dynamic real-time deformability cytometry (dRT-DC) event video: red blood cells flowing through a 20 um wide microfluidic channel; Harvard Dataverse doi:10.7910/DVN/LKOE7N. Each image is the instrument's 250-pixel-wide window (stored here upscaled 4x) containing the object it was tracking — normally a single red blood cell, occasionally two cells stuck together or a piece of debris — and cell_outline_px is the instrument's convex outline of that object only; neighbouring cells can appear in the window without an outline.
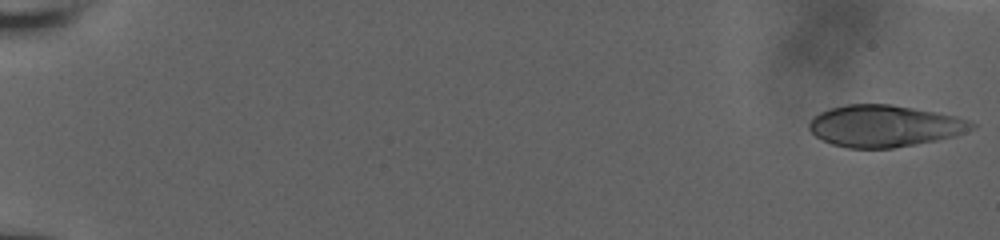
{"species": "human", "species_latin": "Homo sapiens", "temperature_condition": "room temperature", "stored_images_in_passage": 51, "camera_frame_rate_fps": 3000, "um_per_image_px": 0.085, "donor": {"sex": "male"}, "frame": {"image": 1, "passage_image": 1, "time_ms": 0.0, "image_size_px": [1000, 240], "cell_outline_px": [[976, 124], [972, 128], [956, 136], [936, 140], [892, 148], [848, 148], [832, 144], [816, 136], [808, 128], [808, 124], [812, 116], [828, 108], [848, 104], [892, 104], [956, 116], [968, 120]], "centroid_in_image_um": [75.14, 10.7], "position_along_channel_um": 9.9, "area_um2": 39.42}}
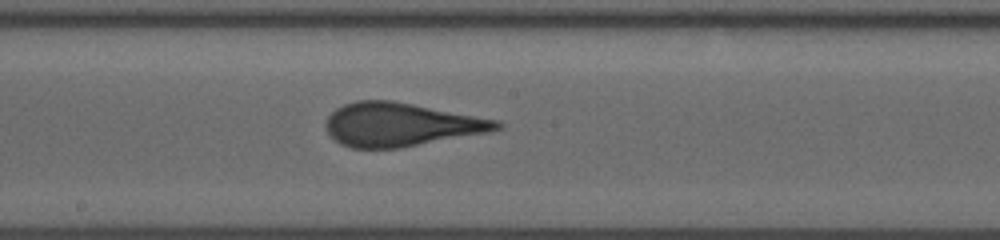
{"frame": {"image": 2, "passage_image": 33, "time_ms": 10.667, "image_size_px": [1000, 240], "cell_outline_px": [[504, 128], [492, 132], [400, 148], [352, 148], [340, 144], [328, 132], [328, 116], [336, 108], [344, 104], [356, 100], [392, 100], [500, 120], [504, 124]], "centroid_in_image_um": [34.15, 10.59], "position_along_channel_um": 214.0, "area_um2": 43.47}}
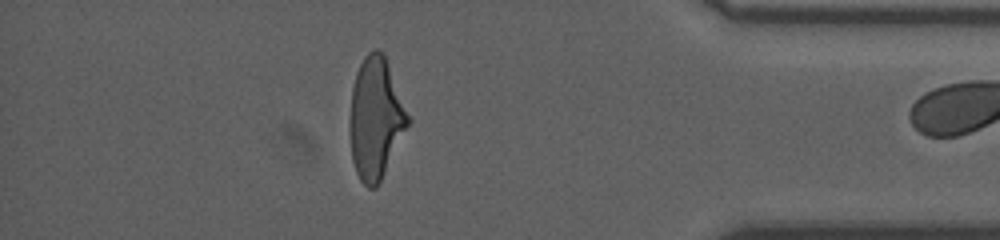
{"frame": {"image": 3, "passage_image": 50, "time_ms": 16.333, "image_size_px": [1000, 240], "cell_outline_px": [[412, 120], [376, 188], [368, 188], [360, 180], [356, 172], [352, 160], [352, 88], [356, 72], [364, 56], [368, 52], [376, 48], [384, 56]], "centroid_in_image_um": [31.97, 10.07], "position_along_channel_um": 403.2, "area_um2": 40.17}}